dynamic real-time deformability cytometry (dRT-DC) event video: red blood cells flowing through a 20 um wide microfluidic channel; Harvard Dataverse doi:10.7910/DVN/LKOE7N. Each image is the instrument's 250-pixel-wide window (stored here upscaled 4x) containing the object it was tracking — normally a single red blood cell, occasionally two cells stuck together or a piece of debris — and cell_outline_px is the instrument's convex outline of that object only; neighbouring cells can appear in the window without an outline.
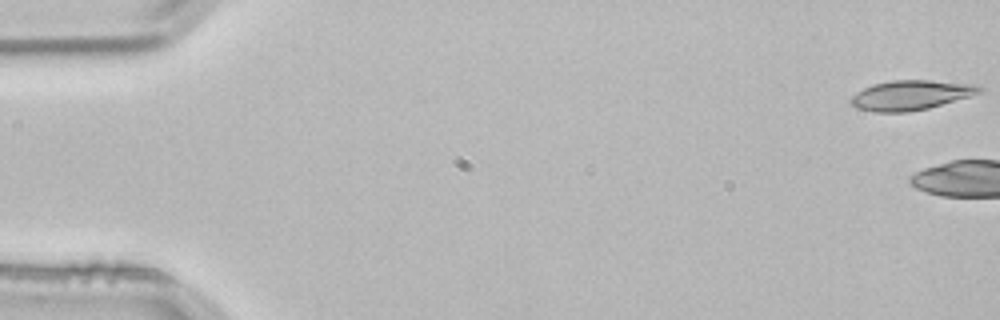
{"species": "common noctule bat (a hibernating species)", "species_latin": "Nyctalus noctula", "temperature_condition": "room temperature", "stored_images_in_passage": 4, "camera_frame_rate_fps": 3000, "um_per_image_px": 0.085, "animal": {"sex": "male", "body_mass_g": 21.5, "forearm_length_mm": 52.0}, "frame": {"image": 1, "passage_image": 1, "time_ms": 0.0, "image_size_px": [1000, 320], "cell_outline_px": [[984, 92], [972, 96], [928, 108], [908, 112], [876, 112], [856, 108], [848, 100], [856, 92], [872, 84], [892, 80], [932, 80], [980, 84], [984, 88]], "centroid_in_image_um": [77.48, 8.07], "position_along_channel_um": 7.5, "area_um2": 22.66}}